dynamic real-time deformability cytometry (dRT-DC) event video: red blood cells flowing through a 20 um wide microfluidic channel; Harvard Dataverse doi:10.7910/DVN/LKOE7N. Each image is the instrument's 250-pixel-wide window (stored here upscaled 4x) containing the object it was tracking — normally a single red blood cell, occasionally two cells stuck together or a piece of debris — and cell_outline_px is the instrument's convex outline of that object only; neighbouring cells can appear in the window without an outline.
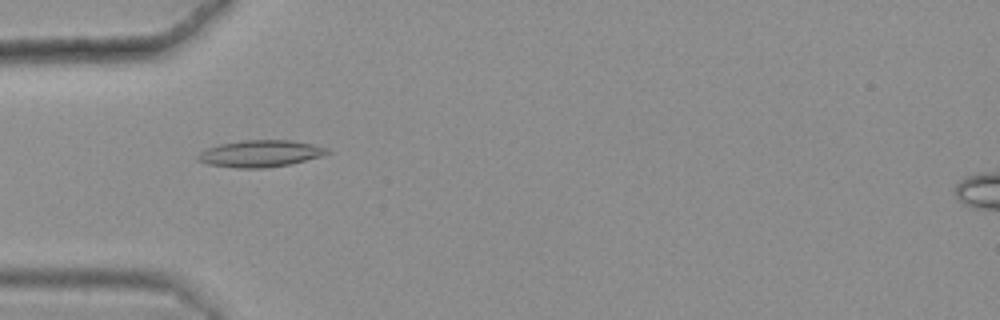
{"species": "common noctule bat (a hibernating species)", "species_latin": "Nyctalus noctula", "temperature_condition": "warm", "stored_images_in_passage": 39, "camera_frame_rate_fps": 3000, "um_per_image_px": 0.085, "animal": {"sex": "female", "body_mass_g": 25.1}, "frame": {"image": 1, "passage_image": 7, "time_ms": 2.0, "image_size_px": [1000, 320], "cell_outline_px": [[332, 152], [324, 156], [288, 164], [264, 168], [236, 168], [208, 164], [196, 160], [196, 156], [204, 148], [220, 144], [244, 140], [292, 140], [312, 144], [328, 148]], "centroid_in_image_um": [22.12, 13.05], "position_along_channel_um": 62.9, "area_um2": 20.35}}
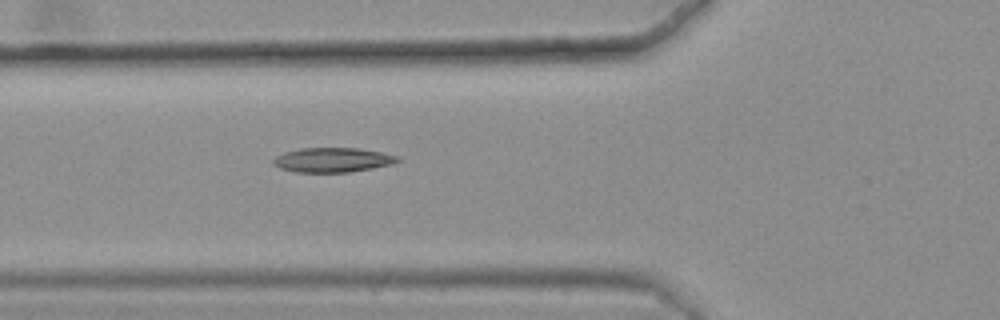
{"frame": {"image": 2, "passage_image": 10, "time_ms": 3.0, "image_size_px": [1000, 320], "cell_outline_px": [[400, 160], [392, 164], [372, 168], [348, 172], [296, 172], [280, 168], [272, 164], [272, 160], [276, 156], [284, 152], [300, 148], [360, 148], [400, 156]], "centroid_in_image_um": [28.26, 13.59], "position_along_channel_um": 97.5, "area_um2": 17.8}}
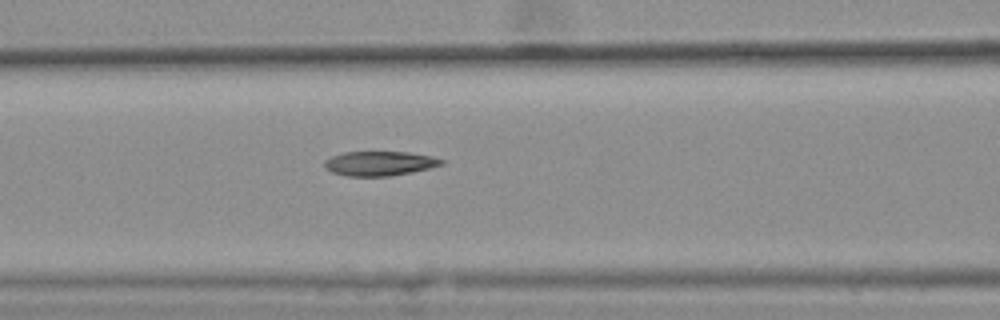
{"frame": {"image": 3, "passage_image": 13, "time_ms": 4.0, "image_size_px": [1000, 320], "cell_outline_px": [[444, 164], [428, 168], [388, 176], [348, 176], [332, 172], [324, 168], [324, 160], [332, 156], [344, 152], [408, 152], [432, 156], [444, 160]], "centroid_in_image_um": [32.23, 13.88], "position_along_channel_um": 134.4, "area_um2": 16.53}, "authors_computed_cell_mechanics": {"area_um2": 17.2244, "velocity_mm_per_s": 3.6389, "shape_relaxation_time_tau1_ms": null, "shape_relaxation_time_tau2_ms": 4.6144, "deformation_change_tau1": null, "deformation_change_tau2": 0.1277}}